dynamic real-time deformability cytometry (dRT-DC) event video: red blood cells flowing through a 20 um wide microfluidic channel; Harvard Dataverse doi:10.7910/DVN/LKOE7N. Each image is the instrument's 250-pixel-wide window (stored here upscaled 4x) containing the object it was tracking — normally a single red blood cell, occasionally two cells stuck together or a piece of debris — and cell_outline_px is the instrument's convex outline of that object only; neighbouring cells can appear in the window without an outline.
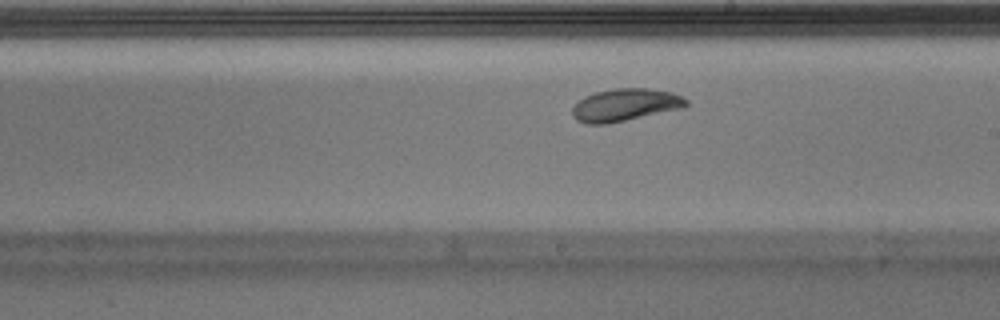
{"species": "Egyptian fruit bat (a non-hibernating species)", "species_latin": "Rousettus aegyptiacus", "temperature_condition": "warm", "stored_images_in_passage": 39, "camera_frame_rate_fps": 3000, "um_per_image_px": 0.085, "animal": {"sex": "male"}, "frame": {"image": 1, "passage_image": 17, "time_ms": 5.333, "image_size_px": [1000, 320], "cell_outline_px": [[688, 104], [684, 108], [608, 124], [584, 124], [576, 120], [572, 116], [572, 108], [584, 96], [596, 92], [616, 88], [648, 88], [672, 92], [688, 100]], "centroid_in_image_um": [53.14, 8.93], "position_along_channel_um": 235.9, "area_um2": 21.68}, "authors_computed_cell_mechanics": {"area_um2": 21.2126, "velocity_mm_per_s": 3.8897, "shape_relaxation_time_tau1_ms": 1.8649, "shape_relaxation_time_tau2_ms": 4.6783, "deformation_change_tau1": 0.126, "deformation_change_tau2": 0.1065}}